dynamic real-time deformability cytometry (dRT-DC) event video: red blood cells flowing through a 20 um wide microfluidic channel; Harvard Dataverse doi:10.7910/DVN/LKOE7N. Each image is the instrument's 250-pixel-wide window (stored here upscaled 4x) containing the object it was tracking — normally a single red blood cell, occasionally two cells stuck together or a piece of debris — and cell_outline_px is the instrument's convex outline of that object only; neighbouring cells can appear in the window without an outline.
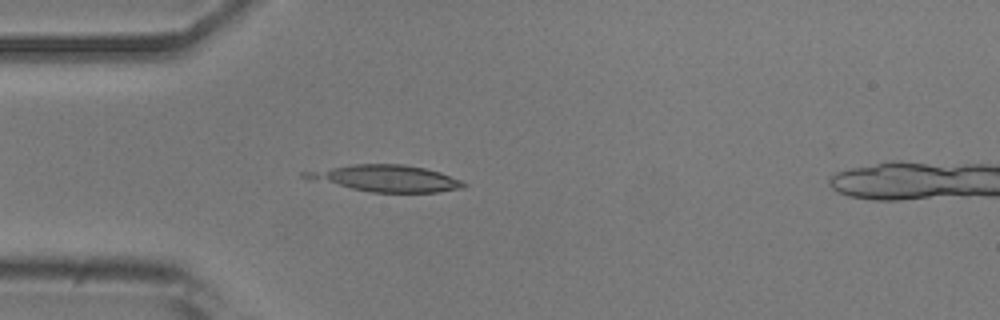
{"species": "common noctule bat (a hibernating species)", "species_latin": "Nyctalus noctula", "temperature_condition": "room temperature", "stored_images_in_passage": 4, "camera_frame_rate_fps": 3000, "um_per_image_px": 0.085, "animal": {"sex": "male", "body_mass_g": 20.5, "forearm_length_mm": 52.5}, "frame": {"image": 1, "passage_image": 3, "time_ms": 0.667, "image_size_px": [1000, 320], "cell_outline_px": [[468, 184], [464, 188], [440, 192], [372, 192], [352, 188], [340, 184], [324, 176], [324, 172], [332, 168], [352, 164], [404, 164], [424, 168], [440, 172], [460, 180]], "centroid_in_image_um": [33.41, 15.17], "position_along_channel_um": 51.6, "area_um2": 22.02}}